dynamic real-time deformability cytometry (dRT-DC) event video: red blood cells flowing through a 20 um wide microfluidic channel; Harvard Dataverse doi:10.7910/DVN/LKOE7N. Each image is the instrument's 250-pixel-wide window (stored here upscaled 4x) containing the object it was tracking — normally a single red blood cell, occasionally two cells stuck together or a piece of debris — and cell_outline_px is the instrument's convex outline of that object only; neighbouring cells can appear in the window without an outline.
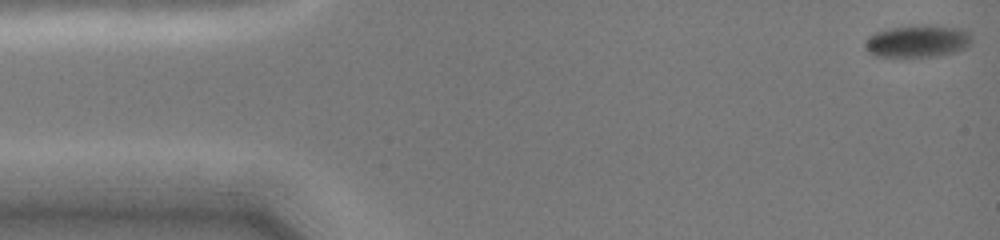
{"species": "common noctule bat (a hibernating species)", "species_latin": "Nyctalus noctula", "temperature_condition": "cold", "stored_images_in_passage": 55, "camera_frame_rate_fps": 3000, "um_per_image_px": 0.085, "animal": {"sex": "female", "body_mass_g": 19.0, "forearm_length_mm": 51.5}, "frame": {"image": 1, "passage_image": 1, "time_ms": 0.0, "image_size_px": [1000, 240], "cell_outline_px": [[972, 44], [968, 48], [956, 52], [940, 56], [876, 56], [868, 52], [864, 48], [864, 44], [868, 36], [876, 32], [896, 28], [960, 28], [968, 32], [972, 36]], "centroid_in_image_um": [78.02, 3.57], "position_along_channel_um": 7.0, "area_um2": 19.25}}
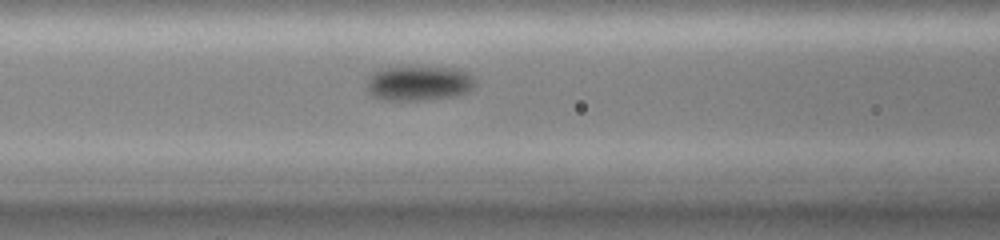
{"frame": {"image": 2, "passage_image": 23, "time_ms": 6.0, "image_size_px": [1000, 240], "cell_outline_px": [[476, 84], [468, 92], [452, 96], [420, 100], [384, 100], [372, 96], [368, 92], [368, 80], [380, 68], [404, 64], [460, 68], [468, 72], [472, 76]], "centroid_in_image_um": [35.62, 7.01], "position_along_channel_um": 131.0, "area_um2": 22.77}}
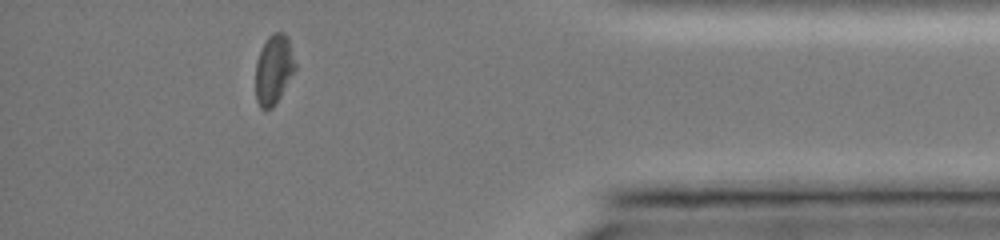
{"frame": {"image": 3, "passage_image": 47, "time_ms": 13.667, "image_size_px": [1000, 240], "cell_outline_px": [[296, 68], [276, 104], [272, 108], [260, 108], [256, 100], [256, 60], [268, 36], [272, 32], [284, 32], [288, 36], [296, 64]], "centroid_in_image_um": [23.28, 5.89], "position_along_channel_um": 411.9, "area_um2": 16.07}}